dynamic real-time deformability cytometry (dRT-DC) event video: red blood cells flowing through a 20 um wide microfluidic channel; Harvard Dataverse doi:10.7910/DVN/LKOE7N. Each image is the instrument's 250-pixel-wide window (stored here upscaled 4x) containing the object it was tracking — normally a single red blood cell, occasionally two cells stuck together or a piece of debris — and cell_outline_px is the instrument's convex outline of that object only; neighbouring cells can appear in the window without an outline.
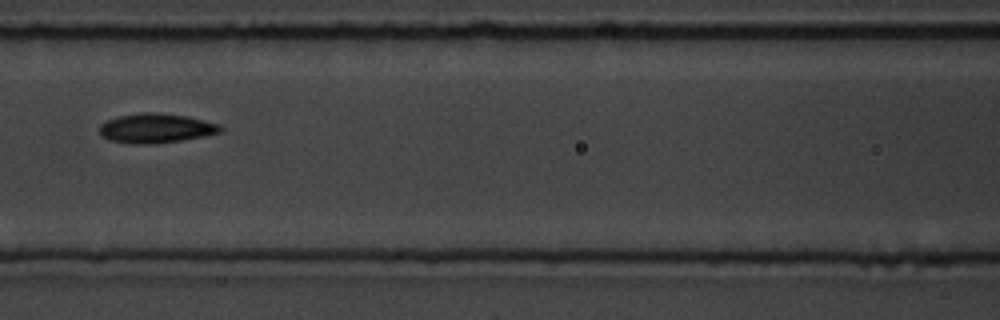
{"species": "common noctule bat (a hibernating species)", "species_latin": "Nyctalus noctula", "temperature_condition": "room temperature", "stored_images_in_passage": 9, "camera_frame_rate_fps": 3000, "um_per_image_px": 0.085, "animal": {"sex": "male", "body_mass_g": 19.5, "forearm_length_mm": 54.6}, "frame": {"image": 1, "passage_image": 8, "time_ms": 8.0, "image_size_px": [1000, 320], "cell_outline_px": [[224, 128], [220, 132], [204, 136], [156, 144], [128, 144], [108, 140], [100, 132], [100, 124], [116, 116], [140, 112], [156, 112], [188, 116], [220, 124]], "centroid_in_image_um": [13.25, 10.89], "position_along_channel_um": 153.3, "area_um2": 20.98}}
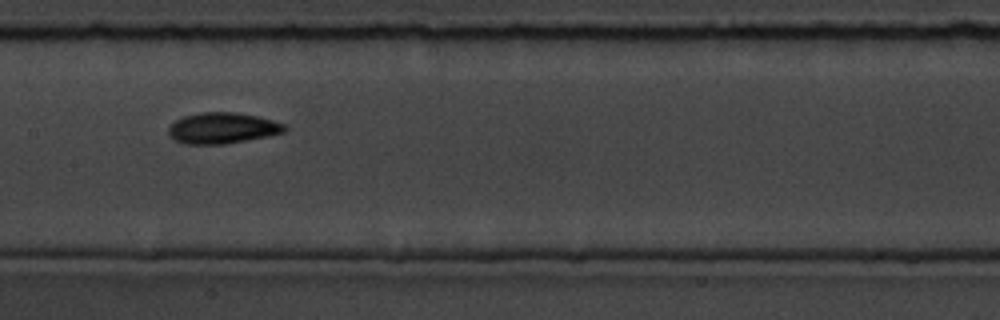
{"frame": {"image": 2, "passage_image": 9, "time_ms": 9.0, "image_size_px": [1000, 320], "cell_outline_px": [[288, 128], [284, 132], [268, 136], [224, 144], [184, 144], [176, 140], [168, 132], [168, 128], [176, 120], [184, 116], [200, 112], [236, 112], [260, 116], [284, 124]], "centroid_in_image_um": [18.93, 10.88], "position_along_channel_um": 188.5, "area_um2": 20.92}}